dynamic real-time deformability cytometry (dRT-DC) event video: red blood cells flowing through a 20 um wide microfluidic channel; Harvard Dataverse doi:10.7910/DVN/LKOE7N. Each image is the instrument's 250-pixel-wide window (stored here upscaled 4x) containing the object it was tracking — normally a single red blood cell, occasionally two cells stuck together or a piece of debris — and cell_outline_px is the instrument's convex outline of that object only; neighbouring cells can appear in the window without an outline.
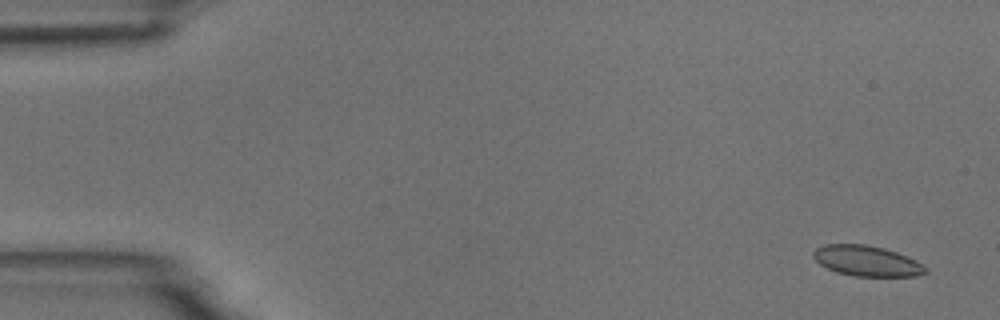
{"species": "common noctule bat (a hibernating species)", "species_latin": "Nyctalus noctula", "temperature_condition": "room temperature", "stored_images_in_passage": 6, "camera_frame_rate_fps": 3000, "um_per_image_px": 0.085, "animal": {"sex": "male", "body_mass_g": 18.8}, "frame": {"image": 1, "passage_image": 1, "time_ms": 0.0, "image_size_px": [1000, 320], "cell_outline_px": [[928, 272], [920, 276], [852, 276], [836, 272], [820, 264], [812, 256], [812, 252], [816, 248], [824, 244], [864, 244], [884, 248], [896, 252], [916, 260], [924, 264], [928, 268]], "centroid_in_image_um": [73.7, 22.18], "position_along_channel_um": 11.3, "area_um2": 20.11}}